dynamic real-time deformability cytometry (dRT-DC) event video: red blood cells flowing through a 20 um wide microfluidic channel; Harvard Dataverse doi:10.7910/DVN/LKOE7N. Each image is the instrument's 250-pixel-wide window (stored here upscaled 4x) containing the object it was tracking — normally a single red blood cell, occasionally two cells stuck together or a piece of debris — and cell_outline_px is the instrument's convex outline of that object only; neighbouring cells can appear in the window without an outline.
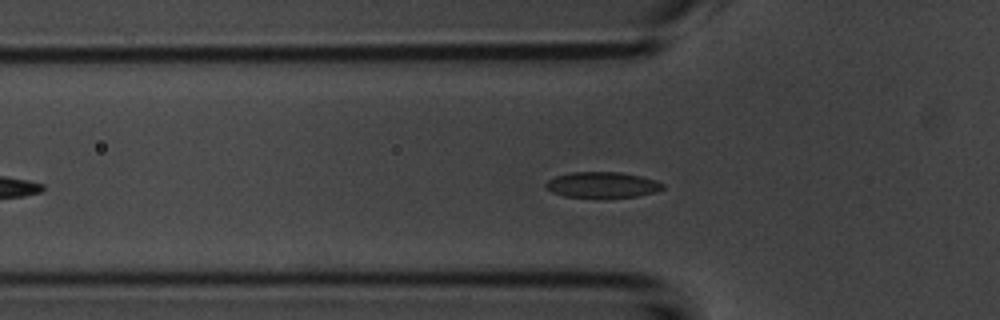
{"species": "common noctule bat (a hibernating species)", "species_latin": "Nyctalus noctula", "temperature_condition": "room temperature", "stored_images_in_passage": 46, "camera_frame_rate_fps": 3000, "um_per_image_px": 0.085, "animal": {"sex": "male", "body_mass_g": 20.1, "forearm_length_mm": 53.5}, "frame": {"image": 1, "passage_image": 13, "time_ms": 4.0, "image_size_px": [1000, 320], "cell_outline_px": [[664, 188], [656, 192], [636, 196], [564, 196], [552, 192], [544, 188], [544, 184], [548, 180], [556, 176], [572, 172], [620, 172], [640, 176], [656, 180], [664, 184]], "centroid_in_image_um": [51.18, 15.69], "position_along_channel_um": 74.6, "area_um2": 17.22}}
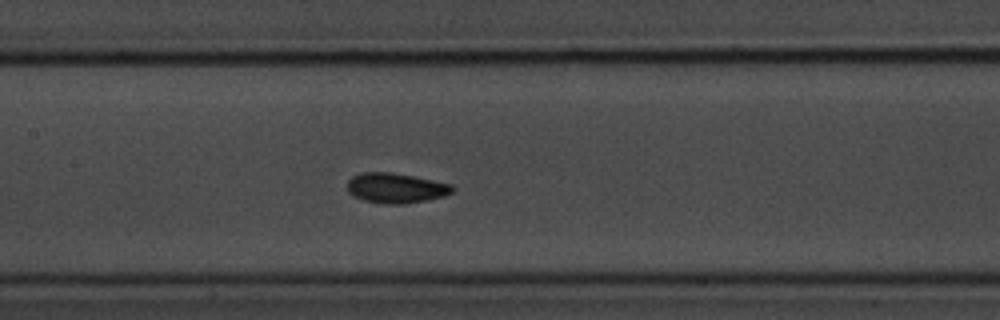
{"frame": {"image": 2, "passage_image": 21, "time_ms": 6.667, "image_size_px": [1000, 320], "cell_outline_px": [[456, 188], [452, 192], [444, 196], [428, 200], [404, 204], [384, 204], [364, 200], [352, 196], [348, 192], [348, 180], [352, 176], [364, 172], [392, 172], [452, 184]], "centroid_in_image_um": [33.65, 15.99], "position_along_channel_um": 173.7, "area_um2": 18.5}}
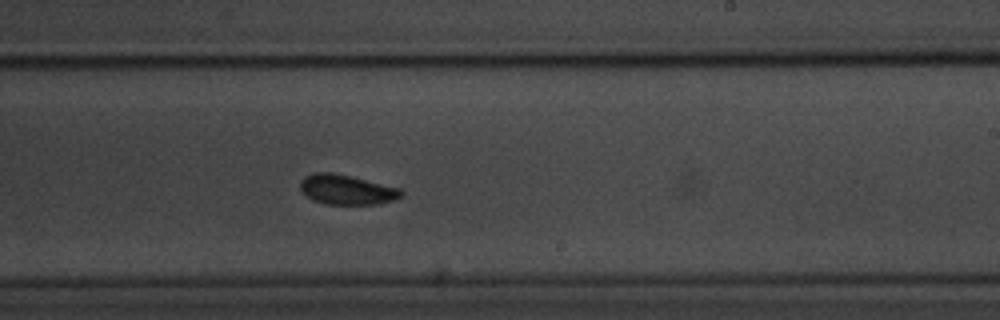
{"frame": {"image": 3, "passage_image": 28, "time_ms": 9.0, "image_size_px": [1000, 320], "cell_outline_px": [[404, 192], [400, 196], [392, 200], [380, 204], [324, 204], [312, 200], [300, 188], [300, 180], [304, 176], [312, 172], [332, 172], [400, 188]], "centroid_in_image_um": [29.43, 16.12], "position_along_channel_um": 259.6, "area_um2": 17.46}, "authors_computed_cell_mechanics": {"area_um2": 17.3978, "velocity_mm_per_s": 3.6849, "shape_relaxation_time_tau1_ms": 3.3176, "shape_relaxation_time_tau2_ms": 1.95, "deformation_change_tau1": 0.1374, "deformation_change_tau2": 0.0485}}